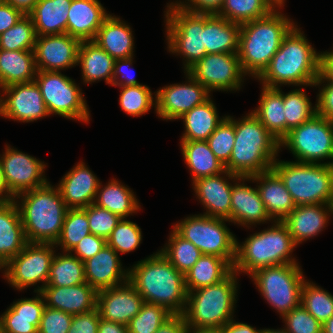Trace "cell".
Masks as SVG:
<instances>
[{"label":"cell","mask_w":333,"mask_h":333,"mask_svg":"<svg viewBox=\"0 0 333 333\" xmlns=\"http://www.w3.org/2000/svg\"><path fill=\"white\" fill-rule=\"evenodd\" d=\"M160 252L183 274L203 255L192 242L182 237L174 228L170 234L168 245L162 248Z\"/></svg>","instance_id":"43"},{"label":"cell","mask_w":333,"mask_h":333,"mask_svg":"<svg viewBox=\"0 0 333 333\" xmlns=\"http://www.w3.org/2000/svg\"><path fill=\"white\" fill-rule=\"evenodd\" d=\"M226 117L219 119L215 104L209 98L179 118L183 119L185 125V132L181 140L206 141Z\"/></svg>","instance_id":"39"},{"label":"cell","mask_w":333,"mask_h":333,"mask_svg":"<svg viewBox=\"0 0 333 333\" xmlns=\"http://www.w3.org/2000/svg\"><path fill=\"white\" fill-rule=\"evenodd\" d=\"M71 253L54 254L46 286L69 287L86 283L84 263Z\"/></svg>","instance_id":"42"},{"label":"cell","mask_w":333,"mask_h":333,"mask_svg":"<svg viewBox=\"0 0 333 333\" xmlns=\"http://www.w3.org/2000/svg\"><path fill=\"white\" fill-rule=\"evenodd\" d=\"M272 169L279 175L296 206L333 204V165L275 161Z\"/></svg>","instance_id":"8"},{"label":"cell","mask_w":333,"mask_h":333,"mask_svg":"<svg viewBox=\"0 0 333 333\" xmlns=\"http://www.w3.org/2000/svg\"><path fill=\"white\" fill-rule=\"evenodd\" d=\"M172 315L163 306L144 302L140 312L127 325L128 333H155Z\"/></svg>","instance_id":"49"},{"label":"cell","mask_w":333,"mask_h":333,"mask_svg":"<svg viewBox=\"0 0 333 333\" xmlns=\"http://www.w3.org/2000/svg\"><path fill=\"white\" fill-rule=\"evenodd\" d=\"M296 26L284 36L268 66L257 77L264 86L279 88V84H293L312 87L319 77L321 53H316Z\"/></svg>","instance_id":"1"},{"label":"cell","mask_w":333,"mask_h":333,"mask_svg":"<svg viewBox=\"0 0 333 333\" xmlns=\"http://www.w3.org/2000/svg\"><path fill=\"white\" fill-rule=\"evenodd\" d=\"M36 38L32 18L29 15H23L13 27L0 34V49L34 50Z\"/></svg>","instance_id":"46"},{"label":"cell","mask_w":333,"mask_h":333,"mask_svg":"<svg viewBox=\"0 0 333 333\" xmlns=\"http://www.w3.org/2000/svg\"><path fill=\"white\" fill-rule=\"evenodd\" d=\"M262 333H288L285 329H262Z\"/></svg>","instance_id":"69"},{"label":"cell","mask_w":333,"mask_h":333,"mask_svg":"<svg viewBox=\"0 0 333 333\" xmlns=\"http://www.w3.org/2000/svg\"><path fill=\"white\" fill-rule=\"evenodd\" d=\"M253 113L279 142L286 136L285 107L280 88L263 85L259 107Z\"/></svg>","instance_id":"37"},{"label":"cell","mask_w":333,"mask_h":333,"mask_svg":"<svg viewBox=\"0 0 333 333\" xmlns=\"http://www.w3.org/2000/svg\"><path fill=\"white\" fill-rule=\"evenodd\" d=\"M288 333H322V324L301 304L282 316Z\"/></svg>","instance_id":"53"},{"label":"cell","mask_w":333,"mask_h":333,"mask_svg":"<svg viewBox=\"0 0 333 333\" xmlns=\"http://www.w3.org/2000/svg\"><path fill=\"white\" fill-rule=\"evenodd\" d=\"M119 103L122 110L131 116H141L147 113L152 106H156L150 88L146 85L123 86Z\"/></svg>","instance_id":"48"},{"label":"cell","mask_w":333,"mask_h":333,"mask_svg":"<svg viewBox=\"0 0 333 333\" xmlns=\"http://www.w3.org/2000/svg\"><path fill=\"white\" fill-rule=\"evenodd\" d=\"M16 197L22 199L17 206L27 241L55 244L68 210L58 187L48 182Z\"/></svg>","instance_id":"5"},{"label":"cell","mask_w":333,"mask_h":333,"mask_svg":"<svg viewBox=\"0 0 333 333\" xmlns=\"http://www.w3.org/2000/svg\"><path fill=\"white\" fill-rule=\"evenodd\" d=\"M108 15L98 0H72L68 11L67 34L80 41L94 40Z\"/></svg>","instance_id":"27"},{"label":"cell","mask_w":333,"mask_h":333,"mask_svg":"<svg viewBox=\"0 0 333 333\" xmlns=\"http://www.w3.org/2000/svg\"><path fill=\"white\" fill-rule=\"evenodd\" d=\"M316 114L333 121V81H327L326 86L318 94Z\"/></svg>","instance_id":"58"},{"label":"cell","mask_w":333,"mask_h":333,"mask_svg":"<svg viewBox=\"0 0 333 333\" xmlns=\"http://www.w3.org/2000/svg\"><path fill=\"white\" fill-rule=\"evenodd\" d=\"M281 146L289 148L297 158L296 162L319 163L323 159L333 160V121L316 114L290 130L280 141V150Z\"/></svg>","instance_id":"13"},{"label":"cell","mask_w":333,"mask_h":333,"mask_svg":"<svg viewBox=\"0 0 333 333\" xmlns=\"http://www.w3.org/2000/svg\"><path fill=\"white\" fill-rule=\"evenodd\" d=\"M35 298L13 302L2 314L3 333H38L45 300L41 292Z\"/></svg>","instance_id":"30"},{"label":"cell","mask_w":333,"mask_h":333,"mask_svg":"<svg viewBox=\"0 0 333 333\" xmlns=\"http://www.w3.org/2000/svg\"><path fill=\"white\" fill-rule=\"evenodd\" d=\"M129 269L128 281L144 302L165 307L172 314H183L187 303L184 274L158 251Z\"/></svg>","instance_id":"2"},{"label":"cell","mask_w":333,"mask_h":333,"mask_svg":"<svg viewBox=\"0 0 333 333\" xmlns=\"http://www.w3.org/2000/svg\"><path fill=\"white\" fill-rule=\"evenodd\" d=\"M91 234L88 224L86 208L68 209L61 230V234L54 245H60L64 252H71L76 244Z\"/></svg>","instance_id":"44"},{"label":"cell","mask_w":333,"mask_h":333,"mask_svg":"<svg viewBox=\"0 0 333 333\" xmlns=\"http://www.w3.org/2000/svg\"><path fill=\"white\" fill-rule=\"evenodd\" d=\"M225 221L229 220L198 214L177 222L173 228L192 242L202 254L226 259L233 266L237 239L227 228Z\"/></svg>","instance_id":"11"},{"label":"cell","mask_w":333,"mask_h":333,"mask_svg":"<svg viewBox=\"0 0 333 333\" xmlns=\"http://www.w3.org/2000/svg\"><path fill=\"white\" fill-rule=\"evenodd\" d=\"M0 333H3L2 315L0 316Z\"/></svg>","instance_id":"70"},{"label":"cell","mask_w":333,"mask_h":333,"mask_svg":"<svg viewBox=\"0 0 333 333\" xmlns=\"http://www.w3.org/2000/svg\"><path fill=\"white\" fill-rule=\"evenodd\" d=\"M285 107L286 135L304 122L316 115V106L312 104L303 90L295 89L287 94L283 93Z\"/></svg>","instance_id":"47"},{"label":"cell","mask_w":333,"mask_h":333,"mask_svg":"<svg viewBox=\"0 0 333 333\" xmlns=\"http://www.w3.org/2000/svg\"><path fill=\"white\" fill-rule=\"evenodd\" d=\"M98 333H128V327L122 323L106 321L100 318Z\"/></svg>","instance_id":"64"},{"label":"cell","mask_w":333,"mask_h":333,"mask_svg":"<svg viewBox=\"0 0 333 333\" xmlns=\"http://www.w3.org/2000/svg\"><path fill=\"white\" fill-rule=\"evenodd\" d=\"M41 293L47 307L71 315L87 313L96 309L98 292L87 282L69 287L45 286Z\"/></svg>","instance_id":"22"},{"label":"cell","mask_w":333,"mask_h":333,"mask_svg":"<svg viewBox=\"0 0 333 333\" xmlns=\"http://www.w3.org/2000/svg\"><path fill=\"white\" fill-rule=\"evenodd\" d=\"M325 208V209H324ZM329 213L333 214V204H309L295 206L282 221L288 228L296 245L323 231Z\"/></svg>","instance_id":"24"},{"label":"cell","mask_w":333,"mask_h":333,"mask_svg":"<svg viewBox=\"0 0 333 333\" xmlns=\"http://www.w3.org/2000/svg\"><path fill=\"white\" fill-rule=\"evenodd\" d=\"M130 26L120 18L108 15L93 40L114 59L133 57V40Z\"/></svg>","instance_id":"32"},{"label":"cell","mask_w":333,"mask_h":333,"mask_svg":"<svg viewBox=\"0 0 333 333\" xmlns=\"http://www.w3.org/2000/svg\"><path fill=\"white\" fill-rule=\"evenodd\" d=\"M1 157L5 183L9 192L15 198L19 194L48 183L44 177V162L28 154L6 146Z\"/></svg>","instance_id":"16"},{"label":"cell","mask_w":333,"mask_h":333,"mask_svg":"<svg viewBox=\"0 0 333 333\" xmlns=\"http://www.w3.org/2000/svg\"><path fill=\"white\" fill-rule=\"evenodd\" d=\"M296 246L287 226L275 221L271 228L254 233L242 245L236 241L233 270L251 275L260 268L297 263L290 256Z\"/></svg>","instance_id":"6"},{"label":"cell","mask_w":333,"mask_h":333,"mask_svg":"<svg viewBox=\"0 0 333 333\" xmlns=\"http://www.w3.org/2000/svg\"><path fill=\"white\" fill-rule=\"evenodd\" d=\"M188 2H177L182 9L195 14H219L224 0H187ZM190 2V3H189ZM188 3V4H187Z\"/></svg>","instance_id":"57"},{"label":"cell","mask_w":333,"mask_h":333,"mask_svg":"<svg viewBox=\"0 0 333 333\" xmlns=\"http://www.w3.org/2000/svg\"><path fill=\"white\" fill-rule=\"evenodd\" d=\"M77 63L81 64L84 83L101 79H104L106 84L112 83L115 59L93 40L81 41Z\"/></svg>","instance_id":"36"},{"label":"cell","mask_w":333,"mask_h":333,"mask_svg":"<svg viewBox=\"0 0 333 333\" xmlns=\"http://www.w3.org/2000/svg\"><path fill=\"white\" fill-rule=\"evenodd\" d=\"M181 151L189 170L192 181L196 179L223 174L228 179L240 180V176L225 170L224 165L216 158L207 141L181 140Z\"/></svg>","instance_id":"31"},{"label":"cell","mask_w":333,"mask_h":333,"mask_svg":"<svg viewBox=\"0 0 333 333\" xmlns=\"http://www.w3.org/2000/svg\"><path fill=\"white\" fill-rule=\"evenodd\" d=\"M275 1H276L279 5H282V6H283L285 0H275Z\"/></svg>","instance_id":"71"},{"label":"cell","mask_w":333,"mask_h":333,"mask_svg":"<svg viewBox=\"0 0 333 333\" xmlns=\"http://www.w3.org/2000/svg\"><path fill=\"white\" fill-rule=\"evenodd\" d=\"M81 41L67 33L37 36L34 53L37 71H58L78 65Z\"/></svg>","instance_id":"19"},{"label":"cell","mask_w":333,"mask_h":333,"mask_svg":"<svg viewBox=\"0 0 333 333\" xmlns=\"http://www.w3.org/2000/svg\"><path fill=\"white\" fill-rule=\"evenodd\" d=\"M215 175L193 181L194 191L206 212L203 215L228 219L231 222L232 186L224 176Z\"/></svg>","instance_id":"26"},{"label":"cell","mask_w":333,"mask_h":333,"mask_svg":"<svg viewBox=\"0 0 333 333\" xmlns=\"http://www.w3.org/2000/svg\"><path fill=\"white\" fill-rule=\"evenodd\" d=\"M236 275L233 270L216 284L187 292V303L183 313L186 326L221 328L233 319L237 296Z\"/></svg>","instance_id":"7"},{"label":"cell","mask_w":333,"mask_h":333,"mask_svg":"<svg viewBox=\"0 0 333 333\" xmlns=\"http://www.w3.org/2000/svg\"><path fill=\"white\" fill-rule=\"evenodd\" d=\"M101 186L100 183L94 201L97 206L109 210L120 218H126L140 209L132 190L118 180L111 179L106 186L103 188Z\"/></svg>","instance_id":"40"},{"label":"cell","mask_w":333,"mask_h":333,"mask_svg":"<svg viewBox=\"0 0 333 333\" xmlns=\"http://www.w3.org/2000/svg\"><path fill=\"white\" fill-rule=\"evenodd\" d=\"M206 141L216 158L225 166L233 151L234 124L226 117Z\"/></svg>","instance_id":"51"},{"label":"cell","mask_w":333,"mask_h":333,"mask_svg":"<svg viewBox=\"0 0 333 333\" xmlns=\"http://www.w3.org/2000/svg\"><path fill=\"white\" fill-rule=\"evenodd\" d=\"M132 59H133L132 57L115 59L111 86L114 85V86L123 87L131 85H142L137 80H135L134 77H131L130 75H128L127 72H125V69L132 65L133 63ZM120 77L122 78L121 80L119 79Z\"/></svg>","instance_id":"59"},{"label":"cell","mask_w":333,"mask_h":333,"mask_svg":"<svg viewBox=\"0 0 333 333\" xmlns=\"http://www.w3.org/2000/svg\"><path fill=\"white\" fill-rule=\"evenodd\" d=\"M186 322L183 314H173L155 333H185Z\"/></svg>","instance_id":"62"},{"label":"cell","mask_w":333,"mask_h":333,"mask_svg":"<svg viewBox=\"0 0 333 333\" xmlns=\"http://www.w3.org/2000/svg\"><path fill=\"white\" fill-rule=\"evenodd\" d=\"M83 263L85 280L97 292L128 281L129 271L123 270L118 253L107 244Z\"/></svg>","instance_id":"21"},{"label":"cell","mask_w":333,"mask_h":333,"mask_svg":"<svg viewBox=\"0 0 333 333\" xmlns=\"http://www.w3.org/2000/svg\"><path fill=\"white\" fill-rule=\"evenodd\" d=\"M34 81L40 88L49 114L68 119L90 121L87 103L79 86L58 71H37Z\"/></svg>","instance_id":"12"},{"label":"cell","mask_w":333,"mask_h":333,"mask_svg":"<svg viewBox=\"0 0 333 333\" xmlns=\"http://www.w3.org/2000/svg\"><path fill=\"white\" fill-rule=\"evenodd\" d=\"M186 72L209 92L238 90L246 75L241 68L238 53L206 54Z\"/></svg>","instance_id":"15"},{"label":"cell","mask_w":333,"mask_h":333,"mask_svg":"<svg viewBox=\"0 0 333 333\" xmlns=\"http://www.w3.org/2000/svg\"><path fill=\"white\" fill-rule=\"evenodd\" d=\"M86 214L91 234L102 237L105 240L109 238L113 229L121 219L118 215L94 203L86 207Z\"/></svg>","instance_id":"52"},{"label":"cell","mask_w":333,"mask_h":333,"mask_svg":"<svg viewBox=\"0 0 333 333\" xmlns=\"http://www.w3.org/2000/svg\"><path fill=\"white\" fill-rule=\"evenodd\" d=\"M100 318L97 308L87 313L73 315L71 327L67 333H98Z\"/></svg>","instance_id":"55"},{"label":"cell","mask_w":333,"mask_h":333,"mask_svg":"<svg viewBox=\"0 0 333 333\" xmlns=\"http://www.w3.org/2000/svg\"><path fill=\"white\" fill-rule=\"evenodd\" d=\"M250 276L259 292L281 316L300 305L305 278L298 263L260 268Z\"/></svg>","instance_id":"10"},{"label":"cell","mask_w":333,"mask_h":333,"mask_svg":"<svg viewBox=\"0 0 333 333\" xmlns=\"http://www.w3.org/2000/svg\"><path fill=\"white\" fill-rule=\"evenodd\" d=\"M300 304L321 324L333 316V295L313 282L303 283Z\"/></svg>","instance_id":"45"},{"label":"cell","mask_w":333,"mask_h":333,"mask_svg":"<svg viewBox=\"0 0 333 333\" xmlns=\"http://www.w3.org/2000/svg\"><path fill=\"white\" fill-rule=\"evenodd\" d=\"M72 0H38L28 14L33 21L36 35L67 33L68 11Z\"/></svg>","instance_id":"34"},{"label":"cell","mask_w":333,"mask_h":333,"mask_svg":"<svg viewBox=\"0 0 333 333\" xmlns=\"http://www.w3.org/2000/svg\"><path fill=\"white\" fill-rule=\"evenodd\" d=\"M233 271V266L223 258L203 254L184 274L187 292L216 284Z\"/></svg>","instance_id":"38"},{"label":"cell","mask_w":333,"mask_h":333,"mask_svg":"<svg viewBox=\"0 0 333 333\" xmlns=\"http://www.w3.org/2000/svg\"><path fill=\"white\" fill-rule=\"evenodd\" d=\"M2 90L7 99L0 97L1 116L19 122H33L50 115L35 81L13 84Z\"/></svg>","instance_id":"18"},{"label":"cell","mask_w":333,"mask_h":333,"mask_svg":"<svg viewBox=\"0 0 333 333\" xmlns=\"http://www.w3.org/2000/svg\"><path fill=\"white\" fill-rule=\"evenodd\" d=\"M27 243L16 199L0 203V266L18 255Z\"/></svg>","instance_id":"29"},{"label":"cell","mask_w":333,"mask_h":333,"mask_svg":"<svg viewBox=\"0 0 333 333\" xmlns=\"http://www.w3.org/2000/svg\"><path fill=\"white\" fill-rule=\"evenodd\" d=\"M72 320L73 315L45 306L38 333H67Z\"/></svg>","instance_id":"54"},{"label":"cell","mask_w":333,"mask_h":333,"mask_svg":"<svg viewBox=\"0 0 333 333\" xmlns=\"http://www.w3.org/2000/svg\"><path fill=\"white\" fill-rule=\"evenodd\" d=\"M14 8L19 9L24 15H28L34 8L38 0H3Z\"/></svg>","instance_id":"65"},{"label":"cell","mask_w":333,"mask_h":333,"mask_svg":"<svg viewBox=\"0 0 333 333\" xmlns=\"http://www.w3.org/2000/svg\"><path fill=\"white\" fill-rule=\"evenodd\" d=\"M227 118L234 124L235 141L225 170L240 177H250L272 169L280 142L251 112L238 121L230 116Z\"/></svg>","instance_id":"3"},{"label":"cell","mask_w":333,"mask_h":333,"mask_svg":"<svg viewBox=\"0 0 333 333\" xmlns=\"http://www.w3.org/2000/svg\"><path fill=\"white\" fill-rule=\"evenodd\" d=\"M322 333H333V316L322 324Z\"/></svg>","instance_id":"68"},{"label":"cell","mask_w":333,"mask_h":333,"mask_svg":"<svg viewBox=\"0 0 333 333\" xmlns=\"http://www.w3.org/2000/svg\"><path fill=\"white\" fill-rule=\"evenodd\" d=\"M54 244L28 242L23 250L9 260L2 268L8 283L17 290L25 289L31 285L43 282L38 286L37 292L47 285L50 265L54 257Z\"/></svg>","instance_id":"14"},{"label":"cell","mask_w":333,"mask_h":333,"mask_svg":"<svg viewBox=\"0 0 333 333\" xmlns=\"http://www.w3.org/2000/svg\"><path fill=\"white\" fill-rule=\"evenodd\" d=\"M166 29L169 52L186 58L185 72L206 54L204 25L205 14L187 12L176 3L168 4Z\"/></svg>","instance_id":"9"},{"label":"cell","mask_w":333,"mask_h":333,"mask_svg":"<svg viewBox=\"0 0 333 333\" xmlns=\"http://www.w3.org/2000/svg\"><path fill=\"white\" fill-rule=\"evenodd\" d=\"M99 184L97 177L81 161L65 174L57 186L67 208L77 209L94 203Z\"/></svg>","instance_id":"23"},{"label":"cell","mask_w":333,"mask_h":333,"mask_svg":"<svg viewBox=\"0 0 333 333\" xmlns=\"http://www.w3.org/2000/svg\"><path fill=\"white\" fill-rule=\"evenodd\" d=\"M222 333H262V330H257L247 323L235 322L231 319L221 327Z\"/></svg>","instance_id":"63"},{"label":"cell","mask_w":333,"mask_h":333,"mask_svg":"<svg viewBox=\"0 0 333 333\" xmlns=\"http://www.w3.org/2000/svg\"><path fill=\"white\" fill-rule=\"evenodd\" d=\"M144 303L142 296L129 282L98 291L96 308L102 319L128 325Z\"/></svg>","instance_id":"20"},{"label":"cell","mask_w":333,"mask_h":333,"mask_svg":"<svg viewBox=\"0 0 333 333\" xmlns=\"http://www.w3.org/2000/svg\"><path fill=\"white\" fill-rule=\"evenodd\" d=\"M275 7L282 5L275 0H224L218 15L230 22L243 24L268 16Z\"/></svg>","instance_id":"41"},{"label":"cell","mask_w":333,"mask_h":333,"mask_svg":"<svg viewBox=\"0 0 333 333\" xmlns=\"http://www.w3.org/2000/svg\"><path fill=\"white\" fill-rule=\"evenodd\" d=\"M274 9L268 16L241 24L238 57L245 74L257 78L295 23Z\"/></svg>","instance_id":"4"},{"label":"cell","mask_w":333,"mask_h":333,"mask_svg":"<svg viewBox=\"0 0 333 333\" xmlns=\"http://www.w3.org/2000/svg\"><path fill=\"white\" fill-rule=\"evenodd\" d=\"M36 73L34 50L0 49V88L32 82Z\"/></svg>","instance_id":"35"},{"label":"cell","mask_w":333,"mask_h":333,"mask_svg":"<svg viewBox=\"0 0 333 333\" xmlns=\"http://www.w3.org/2000/svg\"><path fill=\"white\" fill-rule=\"evenodd\" d=\"M326 81H333V52H321L320 75L314 83L318 86Z\"/></svg>","instance_id":"61"},{"label":"cell","mask_w":333,"mask_h":333,"mask_svg":"<svg viewBox=\"0 0 333 333\" xmlns=\"http://www.w3.org/2000/svg\"><path fill=\"white\" fill-rule=\"evenodd\" d=\"M141 240L142 233L140 227L136 223L121 218L106 240V243L117 253H128L138 248Z\"/></svg>","instance_id":"50"},{"label":"cell","mask_w":333,"mask_h":333,"mask_svg":"<svg viewBox=\"0 0 333 333\" xmlns=\"http://www.w3.org/2000/svg\"><path fill=\"white\" fill-rule=\"evenodd\" d=\"M106 240L94 234L83 237L71 250L82 262L95 256L105 245Z\"/></svg>","instance_id":"56"},{"label":"cell","mask_w":333,"mask_h":333,"mask_svg":"<svg viewBox=\"0 0 333 333\" xmlns=\"http://www.w3.org/2000/svg\"><path fill=\"white\" fill-rule=\"evenodd\" d=\"M189 83L172 84L156 94V113L164 120H176L210 98L209 91L186 72Z\"/></svg>","instance_id":"17"},{"label":"cell","mask_w":333,"mask_h":333,"mask_svg":"<svg viewBox=\"0 0 333 333\" xmlns=\"http://www.w3.org/2000/svg\"><path fill=\"white\" fill-rule=\"evenodd\" d=\"M185 333H222L221 328H186Z\"/></svg>","instance_id":"67"},{"label":"cell","mask_w":333,"mask_h":333,"mask_svg":"<svg viewBox=\"0 0 333 333\" xmlns=\"http://www.w3.org/2000/svg\"><path fill=\"white\" fill-rule=\"evenodd\" d=\"M243 183H234L231 191V222L239 225H252L270 221L258 188L244 184L248 177H240ZM239 183V184H238Z\"/></svg>","instance_id":"28"},{"label":"cell","mask_w":333,"mask_h":333,"mask_svg":"<svg viewBox=\"0 0 333 333\" xmlns=\"http://www.w3.org/2000/svg\"><path fill=\"white\" fill-rule=\"evenodd\" d=\"M13 200H15V198L11 195L5 183L4 172L2 169L1 158H0V203H7Z\"/></svg>","instance_id":"66"},{"label":"cell","mask_w":333,"mask_h":333,"mask_svg":"<svg viewBox=\"0 0 333 333\" xmlns=\"http://www.w3.org/2000/svg\"><path fill=\"white\" fill-rule=\"evenodd\" d=\"M248 180L260 181V185L257 186L258 191L272 220L283 221L295 208L291 194L273 169L252 175Z\"/></svg>","instance_id":"25"},{"label":"cell","mask_w":333,"mask_h":333,"mask_svg":"<svg viewBox=\"0 0 333 333\" xmlns=\"http://www.w3.org/2000/svg\"><path fill=\"white\" fill-rule=\"evenodd\" d=\"M241 24L218 14H205L204 39L207 54L238 53Z\"/></svg>","instance_id":"33"},{"label":"cell","mask_w":333,"mask_h":333,"mask_svg":"<svg viewBox=\"0 0 333 333\" xmlns=\"http://www.w3.org/2000/svg\"><path fill=\"white\" fill-rule=\"evenodd\" d=\"M24 14L5 1L0 2V34L13 27Z\"/></svg>","instance_id":"60"}]
</instances>
